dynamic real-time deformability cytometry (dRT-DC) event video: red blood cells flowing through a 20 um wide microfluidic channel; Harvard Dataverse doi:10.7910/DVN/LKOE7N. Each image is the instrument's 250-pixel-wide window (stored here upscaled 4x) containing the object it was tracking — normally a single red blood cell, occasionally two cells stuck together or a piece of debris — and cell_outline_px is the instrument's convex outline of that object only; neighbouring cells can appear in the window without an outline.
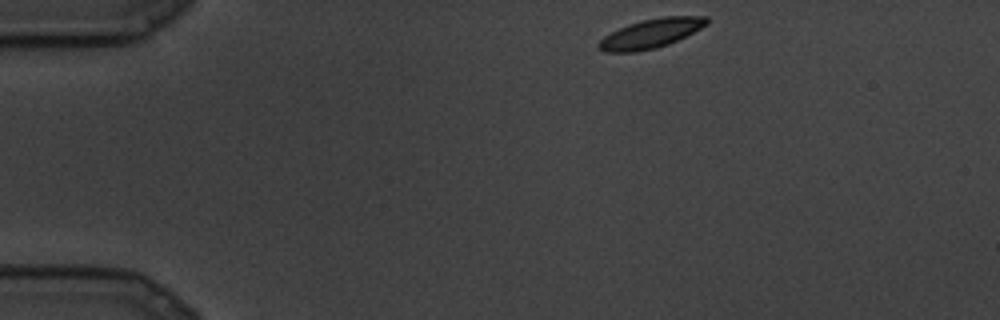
{"species": "common noctule bat (a hibernating species)", "species_latin": "Nyctalus noctula", "temperature_condition": "cold", "stored_images_in_passage": 73, "camera_frame_rate_fps": 3000, "um_per_image_px": 0.085, "animal": {"sex": "male", "body_mass_g": 19.5, "forearm_length_mm": 54.6}, "frame": {"image": 1, "passage_image": 1, "time_ms": 0.0, "image_size_px": [1000, 320], "cell_outline_px": [[708, 24], [668, 44], [656, 48], [636, 52], [604, 52], [596, 44], [604, 36], [628, 24], [644, 20], [664, 16], [708, 16]], "centroid_in_image_um": [55.31, 2.85], "position_along_channel_um": 29.7, "area_um2": 18.09}}
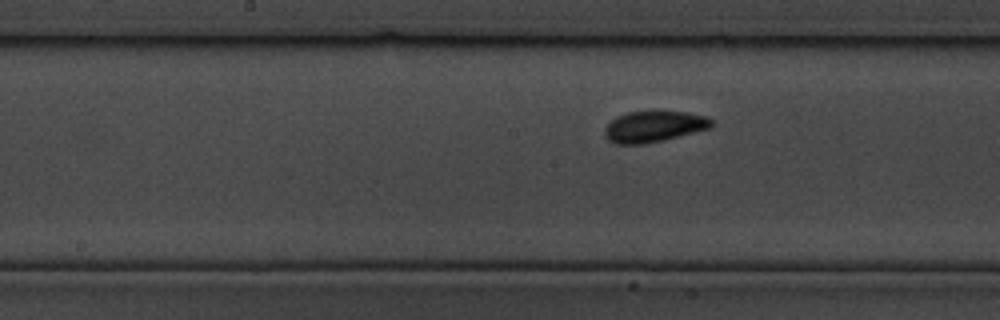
{"frame": {"image": 2, "passage_image": 32, "time_ms": 10.333, "image_size_px": [1000, 320], "cell_outline_px": [[716, 124], [712, 128], [664, 140], [644, 144], [616, 144], [608, 140], [604, 136], [604, 128], [616, 116], [628, 112], [688, 112], [704, 116], [712, 120]], "centroid_in_image_um": [55.59, 10.77], "position_along_channel_um": 192.6, "area_um2": 19.42}}
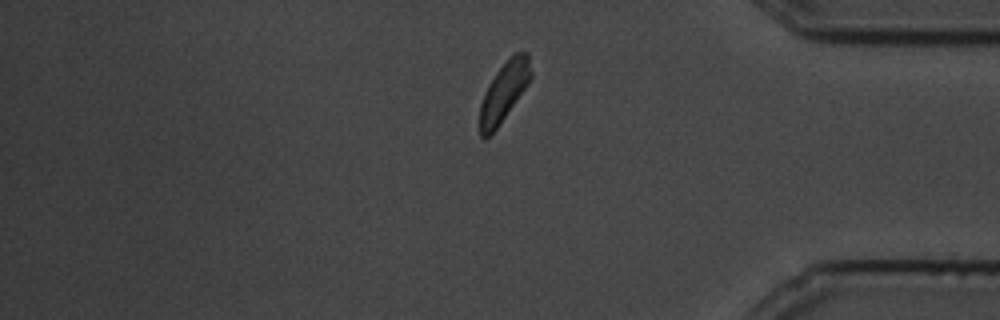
{"frame": {"image": 3, "passage_image": 62, "time_ms": 20.333, "image_size_px": [1000, 320], "cell_outline_px": [[532, 76], [524, 88], [496, 128], [488, 136], [480, 136], [480, 104], [488, 84], [496, 72], [516, 52], [528, 52], [532, 72]], "centroid_in_image_um": [42.84, 7.76], "position_along_channel_um": 392.4, "area_um2": 16.88}}